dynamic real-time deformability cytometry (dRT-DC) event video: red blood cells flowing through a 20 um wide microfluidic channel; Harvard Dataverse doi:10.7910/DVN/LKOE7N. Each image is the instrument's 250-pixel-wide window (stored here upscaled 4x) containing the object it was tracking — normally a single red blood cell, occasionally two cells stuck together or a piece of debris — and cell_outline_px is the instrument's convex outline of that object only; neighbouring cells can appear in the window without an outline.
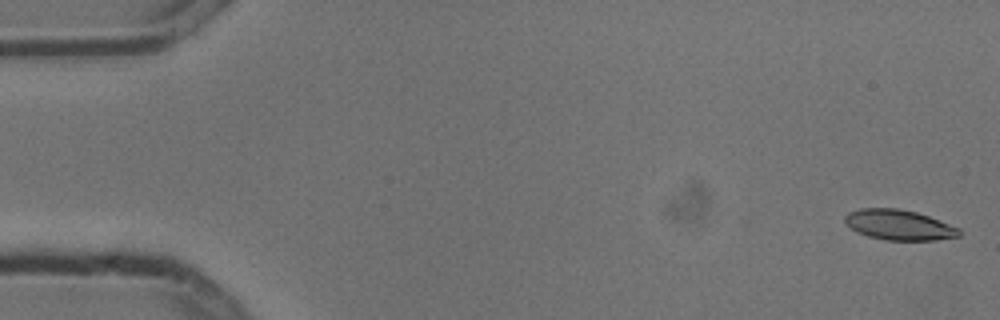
{"species": "common noctule bat (a hibernating species)", "species_latin": "Nyctalus noctula", "temperature_condition": "cold", "stored_images_in_passage": 5, "camera_frame_rate_fps": 3000, "um_per_image_px": 0.085, "animal": {"sex": "male", "body_mass_g": 13.3}, "frame": {"image": 1, "passage_image": 1, "time_ms": 0.0, "image_size_px": [1000, 320], "cell_outline_px": [[960, 236], [936, 240], [884, 240], [868, 236], [856, 232], [844, 220], [844, 216], [848, 212], [860, 208], [896, 208], [916, 212], [928, 216], [960, 228]], "centroid_in_image_um": [76.4, 19.12], "position_along_channel_um": 8.6, "area_um2": 20.11}}
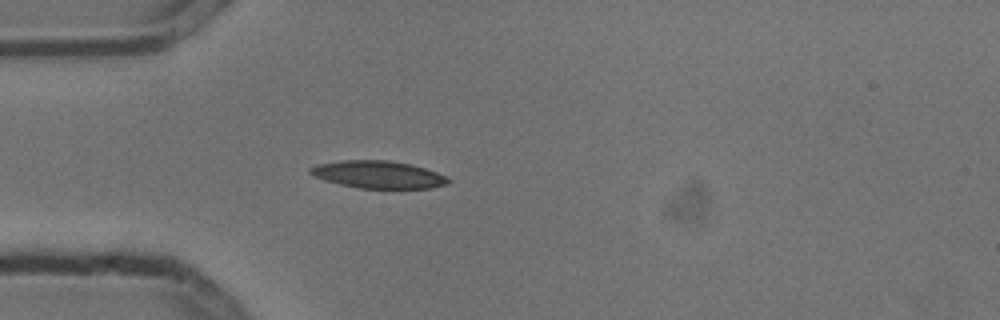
{"frame": {"image": 2, "passage_image": 5, "time_ms": 1.333, "image_size_px": [1000, 320], "cell_outline_px": [[452, 180], [448, 184], [432, 188], [360, 188], [340, 184], [324, 180], [312, 176], [308, 172], [308, 168], [316, 164], [340, 160], [388, 160], [412, 164], [436, 172]], "centroid_in_image_um": [32.11, 14.83], "position_along_channel_um": 52.9, "area_um2": 22.2}}